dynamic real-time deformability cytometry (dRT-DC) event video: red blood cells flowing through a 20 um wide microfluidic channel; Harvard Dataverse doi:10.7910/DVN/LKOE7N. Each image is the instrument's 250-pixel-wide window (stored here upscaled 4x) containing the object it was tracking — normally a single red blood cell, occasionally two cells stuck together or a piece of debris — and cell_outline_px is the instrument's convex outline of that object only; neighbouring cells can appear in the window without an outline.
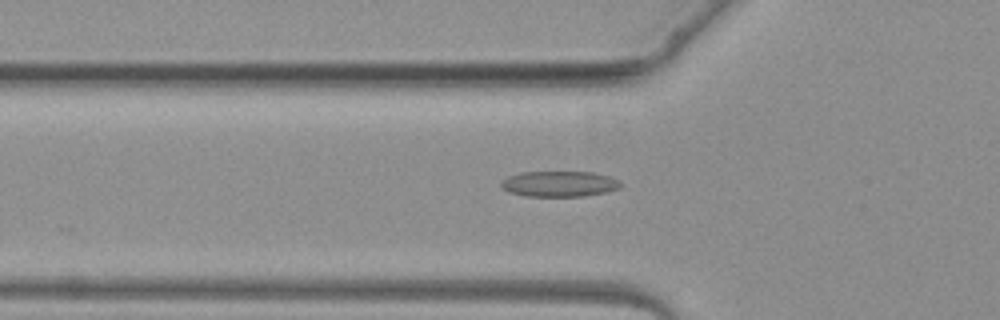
{"species": "common noctule bat (a hibernating species)", "species_latin": "Nyctalus noctula", "temperature_condition": "warm", "stored_images_in_passage": 3, "camera_frame_rate_fps": 3000, "um_per_image_px": 0.085, "animal": {"sex": "female", "body_mass_g": 19.3, "forearm_length_mm": 54.1}, "frame": {"image": 1, "passage_image": 3, "time_ms": 4.333, "image_size_px": [1000, 320], "cell_outline_px": [[620, 188], [604, 192], [584, 196], [528, 196], [508, 192], [500, 188], [500, 184], [508, 176], [520, 172], [592, 172], [612, 176], [620, 180]], "centroid_in_image_um": [47.54, 15.62], "position_along_channel_um": 78.3, "area_um2": 17.92}}